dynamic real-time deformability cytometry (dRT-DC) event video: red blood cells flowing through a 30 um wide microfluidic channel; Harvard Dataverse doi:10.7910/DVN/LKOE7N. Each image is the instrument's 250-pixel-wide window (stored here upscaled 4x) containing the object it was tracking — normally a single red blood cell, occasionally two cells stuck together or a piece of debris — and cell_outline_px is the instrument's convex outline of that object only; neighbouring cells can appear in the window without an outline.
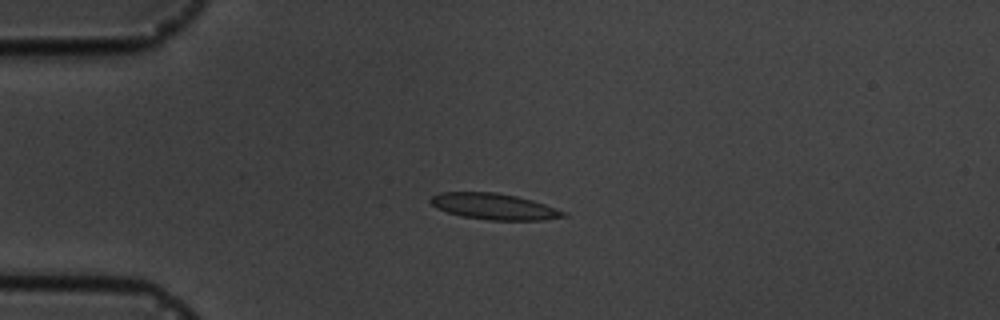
{"species": "common noctule bat (a hibernating species)", "species_latin": "Nyctalus noctula", "temperature_condition": "cold", "stored_images_in_passage": 4, "camera_frame_rate_fps": 3000, "um_per_image_px": 0.085, "animal": {"sex": "male", "body_mass_g": 19.5, "forearm_length_mm": 54.6}, "frame": {"image": 1, "passage_image": 3, "time_ms": 2.667, "image_size_px": [1000, 320], "cell_outline_px": [[568, 216], [544, 220], [488, 220], [460, 216], [436, 208], [428, 200], [432, 196], [440, 192], [496, 192], [516, 196], [532, 200], [568, 212]], "centroid_in_image_um": [42.0, 17.55], "position_along_channel_um": 43.0, "area_um2": 20.35}}